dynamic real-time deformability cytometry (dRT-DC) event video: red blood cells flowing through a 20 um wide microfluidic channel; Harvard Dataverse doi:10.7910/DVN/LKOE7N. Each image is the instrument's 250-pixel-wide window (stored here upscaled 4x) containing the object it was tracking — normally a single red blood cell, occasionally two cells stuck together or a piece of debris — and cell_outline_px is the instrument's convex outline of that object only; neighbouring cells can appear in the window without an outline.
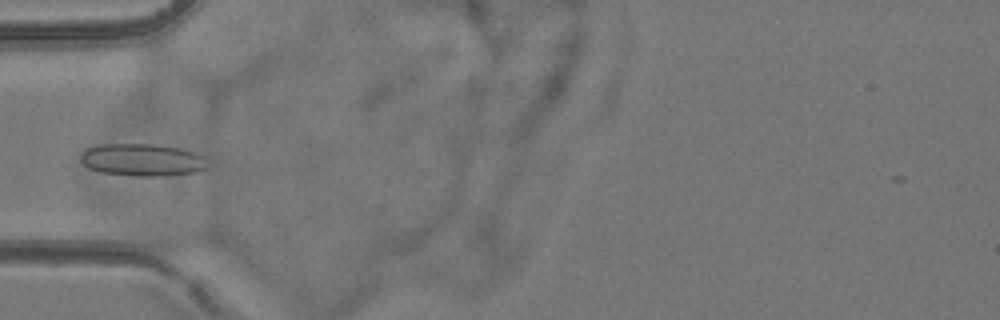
{"species": "common noctule bat (a hibernating species)", "species_latin": "Nyctalus noctula", "temperature_condition": "room temperature", "stored_images_in_passage": 7, "camera_frame_rate_fps": 3000, "um_per_image_px": 0.085, "animal": {"sex": "female", "body_mass_g": 24.6, "forearm_length_mm": 56.2}, "frame": {"image": 1, "passage_image": 6, "time_ms": 5.667, "image_size_px": [1000, 320], "cell_outline_px": [[208, 168], [196, 172], [160, 176], [132, 176], [100, 172], [88, 168], [80, 160], [80, 152], [96, 144], [152, 144], [180, 148], [196, 152], [204, 156]], "centroid_in_image_um": [12.07, 13.59], "position_along_channel_um": 72.9, "area_um2": 24.22}}